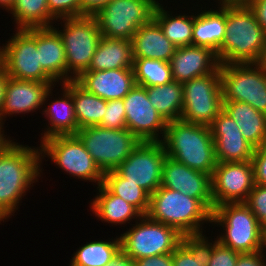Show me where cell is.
<instances>
[{
    "mask_svg": "<svg viewBox=\"0 0 266 266\" xmlns=\"http://www.w3.org/2000/svg\"><path fill=\"white\" fill-rule=\"evenodd\" d=\"M61 20L64 23L63 30L53 28L63 41L67 62V82H69L88 69L101 33L94 16L64 18L59 19L58 22Z\"/></svg>",
    "mask_w": 266,
    "mask_h": 266,
    "instance_id": "cell-7",
    "label": "cell"
},
{
    "mask_svg": "<svg viewBox=\"0 0 266 266\" xmlns=\"http://www.w3.org/2000/svg\"><path fill=\"white\" fill-rule=\"evenodd\" d=\"M168 157L193 170L211 175L217 161L209 126L189 123L181 119L167 122L160 141Z\"/></svg>",
    "mask_w": 266,
    "mask_h": 266,
    "instance_id": "cell-3",
    "label": "cell"
},
{
    "mask_svg": "<svg viewBox=\"0 0 266 266\" xmlns=\"http://www.w3.org/2000/svg\"><path fill=\"white\" fill-rule=\"evenodd\" d=\"M220 74L223 101L244 102L266 114L265 63L220 64Z\"/></svg>",
    "mask_w": 266,
    "mask_h": 266,
    "instance_id": "cell-6",
    "label": "cell"
},
{
    "mask_svg": "<svg viewBox=\"0 0 266 266\" xmlns=\"http://www.w3.org/2000/svg\"><path fill=\"white\" fill-rule=\"evenodd\" d=\"M76 135L103 173L115 170L141 142L127 128L88 126L79 129Z\"/></svg>",
    "mask_w": 266,
    "mask_h": 266,
    "instance_id": "cell-10",
    "label": "cell"
},
{
    "mask_svg": "<svg viewBox=\"0 0 266 266\" xmlns=\"http://www.w3.org/2000/svg\"><path fill=\"white\" fill-rule=\"evenodd\" d=\"M240 253L223 246L217 239L213 241V252L207 266H236Z\"/></svg>",
    "mask_w": 266,
    "mask_h": 266,
    "instance_id": "cell-40",
    "label": "cell"
},
{
    "mask_svg": "<svg viewBox=\"0 0 266 266\" xmlns=\"http://www.w3.org/2000/svg\"><path fill=\"white\" fill-rule=\"evenodd\" d=\"M164 8V5L158 2L153 13V19L160 25L164 35L176 47L192 45L194 15L185 13L175 16Z\"/></svg>",
    "mask_w": 266,
    "mask_h": 266,
    "instance_id": "cell-30",
    "label": "cell"
},
{
    "mask_svg": "<svg viewBox=\"0 0 266 266\" xmlns=\"http://www.w3.org/2000/svg\"><path fill=\"white\" fill-rule=\"evenodd\" d=\"M106 129H125L126 114L123 99L108 100L106 112L101 123L98 125Z\"/></svg>",
    "mask_w": 266,
    "mask_h": 266,
    "instance_id": "cell-37",
    "label": "cell"
},
{
    "mask_svg": "<svg viewBox=\"0 0 266 266\" xmlns=\"http://www.w3.org/2000/svg\"><path fill=\"white\" fill-rule=\"evenodd\" d=\"M9 12L17 25L15 29L53 27L57 21L50 14L47 0H16Z\"/></svg>",
    "mask_w": 266,
    "mask_h": 266,
    "instance_id": "cell-33",
    "label": "cell"
},
{
    "mask_svg": "<svg viewBox=\"0 0 266 266\" xmlns=\"http://www.w3.org/2000/svg\"><path fill=\"white\" fill-rule=\"evenodd\" d=\"M36 46L42 69L56 83H66V53L58 32L53 27L36 28Z\"/></svg>",
    "mask_w": 266,
    "mask_h": 266,
    "instance_id": "cell-23",
    "label": "cell"
},
{
    "mask_svg": "<svg viewBox=\"0 0 266 266\" xmlns=\"http://www.w3.org/2000/svg\"><path fill=\"white\" fill-rule=\"evenodd\" d=\"M252 213L256 216L258 222L266 226V186L255 184L244 202Z\"/></svg>",
    "mask_w": 266,
    "mask_h": 266,
    "instance_id": "cell-38",
    "label": "cell"
},
{
    "mask_svg": "<svg viewBox=\"0 0 266 266\" xmlns=\"http://www.w3.org/2000/svg\"><path fill=\"white\" fill-rule=\"evenodd\" d=\"M15 1L16 0H0V8L2 7L3 9L9 12Z\"/></svg>",
    "mask_w": 266,
    "mask_h": 266,
    "instance_id": "cell-50",
    "label": "cell"
},
{
    "mask_svg": "<svg viewBox=\"0 0 266 266\" xmlns=\"http://www.w3.org/2000/svg\"><path fill=\"white\" fill-rule=\"evenodd\" d=\"M0 47V64L8 77L20 80L55 82L41 67L36 46V28L17 29Z\"/></svg>",
    "mask_w": 266,
    "mask_h": 266,
    "instance_id": "cell-13",
    "label": "cell"
},
{
    "mask_svg": "<svg viewBox=\"0 0 266 266\" xmlns=\"http://www.w3.org/2000/svg\"><path fill=\"white\" fill-rule=\"evenodd\" d=\"M262 62L266 64V50H265V53H264V57H263V61Z\"/></svg>",
    "mask_w": 266,
    "mask_h": 266,
    "instance_id": "cell-52",
    "label": "cell"
},
{
    "mask_svg": "<svg viewBox=\"0 0 266 266\" xmlns=\"http://www.w3.org/2000/svg\"><path fill=\"white\" fill-rule=\"evenodd\" d=\"M97 195L91 202L95 217L101 219L102 222L112 223L113 225L126 224L132 219L138 220L142 214L123 198L112 194L103 184L97 186ZM130 221V222H129Z\"/></svg>",
    "mask_w": 266,
    "mask_h": 266,
    "instance_id": "cell-28",
    "label": "cell"
},
{
    "mask_svg": "<svg viewBox=\"0 0 266 266\" xmlns=\"http://www.w3.org/2000/svg\"><path fill=\"white\" fill-rule=\"evenodd\" d=\"M109 241H91L73 254L70 266H105L121 249L120 236Z\"/></svg>",
    "mask_w": 266,
    "mask_h": 266,
    "instance_id": "cell-34",
    "label": "cell"
},
{
    "mask_svg": "<svg viewBox=\"0 0 266 266\" xmlns=\"http://www.w3.org/2000/svg\"><path fill=\"white\" fill-rule=\"evenodd\" d=\"M7 79L8 75L3 66L0 64V121H1L2 106L5 100V84Z\"/></svg>",
    "mask_w": 266,
    "mask_h": 266,
    "instance_id": "cell-47",
    "label": "cell"
},
{
    "mask_svg": "<svg viewBox=\"0 0 266 266\" xmlns=\"http://www.w3.org/2000/svg\"><path fill=\"white\" fill-rule=\"evenodd\" d=\"M123 102L127 129L141 142H160L167 122L150 103L146 87L135 85Z\"/></svg>",
    "mask_w": 266,
    "mask_h": 266,
    "instance_id": "cell-15",
    "label": "cell"
},
{
    "mask_svg": "<svg viewBox=\"0 0 266 266\" xmlns=\"http://www.w3.org/2000/svg\"><path fill=\"white\" fill-rule=\"evenodd\" d=\"M211 223L224 228V233L217 236L223 246L240 254L262 251L264 227L244 202L215 206Z\"/></svg>",
    "mask_w": 266,
    "mask_h": 266,
    "instance_id": "cell-5",
    "label": "cell"
},
{
    "mask_svg": "<svg viewBox=\"0 0 266 266\" xmlns=\"http://www.w3.org/2000/svg\"><path fill=\"white\" fill-rule=\"evenodd\" d=\"M266 249V233H263L262 250Z\"/></svg>",
    "mask_w": 266,
    "mask_h": 266,
    "instance_id": "cell-51",
    "label": "cell"
},
{
    "mask_svg": "<svg viewBox=\"0 0 266 266\" xmlns=\"http://www.w3.org/2000/svg\"><path fill=\"white\" fill-rule=\"evenodd\" d=\"M38 148L13 139L0 151V222L16 212L26 191L39 182L42 168Z\"/></svg>",
    "mask_w": 266,
    "mask_h": 266,
    "instance_id": "cell-1",
    "label": "cell"
},
{
    "mask_svg": "<svg viewBox=\"0 0 266 266\" xmlns=\"http://www.w3.org/2000/svg\"><path fill=\"white\" fill-rule=\"evenodd\" d=\"M181 120L210 126L223 110L220 68L216 72L182 83Z\"/></svg>",
    "mask_w": 266,
    "mask_h": 266,
    "instance_id": "cell-11",
    "label": "cell"
},
{
    "mask_svg": "<svg viewBox=\"0 0 266 266\" xmlns=\"http://www.w3.org/2000/svg\"><path fill=\"white\" fill-rule=\"evenodd\" d=\"M225 38L217 57L220 64L259 63L266 50V31L249 6H227Z\"/></svg>",
    "mask_w": 266,
    "mask_h": 266,
    "instance_id": "cell-2",
    "label": "cell"
},
{
    "mask_svg": "<svg viewBox=\"0 0 266 266\" xmlns=\"http://www.w3.org/2000/svg\"><path fill=\"white\" fill-rule=\"evenodd\" d=\"M105 266H136L135 261L122 249Z\"/></svg>",
    "mask_w": 266,
    "mask_h": 266,
    "instance_id": "cell-46",
    "label": "cell"
},
{
    "mask_svg": "<svg viewBox=\"0 0 266 266\" xmlns=\"http://www.w3.org/2000/svg\"><path fill=\"white\" fill-rule=\"evenodd\" d=\"M71 94L79 129L98 126L106 112L107 101L86 91L75 80H71Z\"/></svg>",
    "mask_w": 266,
    "mask_h": 266,
    "instance_id": "cell-31",
    "label": "cell"
},
{
    "mask_svg": "<svg viewBox=\"0 0 266 266\" xmlns=\"http://www.w3.org/2000/svg\"><path fill=\"white\" fill-rule=\"evenodd\" d=\"M150 103L166 122L181 119L183 109L182 83L171 81L165 85L146 87Z\"/></svg>",
    "mask_w": 266,
    "mask_h": 266,
    "instance_id": "cell-29",
    "label": "cell"
},
{
    "mask_svg": "<svg viewBox=\"0 0 266 266\" xmlns=\"http://www.w3.org/2000/svg\"><path fill=\"white\" fill-rule=\"evenodd\" d=\"M132 42L101 36L86 71L133 68Z\"/></svg>",
    "mask_w": 266,
    "mask_h": 266,
    "instance_id": "cell-26",
    "label": "cell"
},
{
    "mask_svg": "<svg viewBox=\"0 0 266 266\" xmlns=\"http://www.w3.org/2000/svg\"><path fill=\"white\" fill-rule=\"evenodd\" d=\"M4 126V122L0 121V151L11 141L9 136L6 138L5 134L3 133V127ZM3 130V131H2Z\"/></svg>",
    "mask_w": 266,
    "mask_h": 266,
    "instance_id": "cell-49",
    "label": "cell"
},
{
    "mask_svg": "<svg viewBox=\"0 0 266 266\" xmlns=\"http://www.w3.org/2000/svg\"><path fill=\"white\" fill-rule=\"evenodd\" d=\"M75 81L106 101L123 99L136 85L133 68L84 71Z\"/></svg>",
    "mask_w": 266,
    "mask_h": 266,
    "instance_id": "cell-20",
    "label": "cell"
},
{
    "mask_svg": "<svg viewBox=\"0 0 266 266\" xmlns=\"http://www.w3.org/2000/svg\"><path fill=\"white\" fill-rule=\"evenodd\" d=\"M161 186L198 199L210 212L214 210L211 175L193 170L168 156L162 168Z\"/></svg>",
    "mask_w": 266,
    "mask_h": 266,
    "instance_id": "cell-17",
    "label": "cell"
},
{
    "mask_svg": "<svg viewBox=\"0 0 266 266\" xmlns=\"http://www.w3.org/2000/svg\"><path fill=\"white\" fill-rule=\"evenodd\" d=\"M266 252L264 250L254 253H242L238 255L236 266H266Z\"/></svg>",
    "mask_w": 266,
    "mask_h": 266,
    "instance_id": "cell-42",
    "label": "cell"
},
{
    "mask_svg": "<svg viewBox=\"0 0 266 266\" xmlns=\"http://www.w3.org/2000/svg\"><path fill=\"white\" fill-rule=\"evenodd\" d=\"M219 1V2H218ZM253 0H217L218 7L249 6Z\"/></svg>",
    "mask_w": 266,
    "mask_h": 266,
    "instance_id": "cell-48",
    "label": "cell"
},
{
    "mask_svg": "<svg viewBox=\"0 0 266 266\" xmlns=\"http://www.w3.org/2000/svg\"><path fill=\"white\" fill-rule=\"evenodd\" d=\"M146 216L182 235L202 234V224L211 223V212L198 199L162 186L150 195Z\"/></svg>",
    "mask_w": 266,
    "mask_h": 266,
    "instance_id": "cell-4",
    "label": "cell"
},
{
    "mask_svg": "<svg viewBox=\"0 0 266 266\" xmlns=\"http://www.w3.org/2000/svg\"><path fill=\"white\" fill-rule=\"evenodd\" d=\"M166 157L161 142H140L115 171L151 195L161 186Z\"/></svg>",
    "mask_w": 266,
    "mask_h": 266,
    "instance_id": "cell-14",
    "label": "cell"
},
{
    "mask_svg": "<svg viewBox=\"0 0 266 266\" xmlns=\"http://www.w3.org/2000/svg\"><path fill=\"white\" fill-rule=\"evenodd\" d=\"M133 59V72L136 85L153 87L165 85L173 81L170 62L149 58Z\"/></svg>",
    "mask_w": 266,
    "mask_h": 266,
    "instance_id": "cell-36",
    "label": "cell"
},
{
    "mask_svg": "<svg viewBox=\"0 0 266 266\" xmlns=\"http://www.w3.org/2000/svg\"><path fill=\"white\" fill-rule=\"evenodd\" d=\"M217 10H202L194 15V27L192 32V45L207 47L217 51L225 38L226 7H217Z\"/></svg>",
    "mask_w": 266,
    "mask_h": 266,
    "instance_id": "cell-27",
    "label": "cell"
},
{
    "mask_svg": "<svg viewBox=\"0 0 266 266\" xmlns=\"http://www.w3.org/2000/svg\"><path fill=\"white\" fill-rule=\"evenodd\" d=\"M56 82H39L8 77L5 84V100L1 111V122L13 114L34 112L44 105V97Z\"/></svg>",
    "mask_w": 266,
    "mask_h": 266,
    "instance_id": "cell-19",
    "label": "cell"
},
{
    "mask_svg": "<svg viewBox=\"0 0 266 266\" xmlns=\"http://www.w3.org/2000/svg\"><path fill=\"white\" fill-rule=\"evenodd\" d=\"M103 185L114 195H117L134 206L142 215L149 209L150 195L140 186L129 182L115 170L104 173Z\"/></svg>",
    "mask_w": 266,
    "mask_h": 266,
    "instance_id": "cell-35",
    "label": "cell"
},
{
    "mask_svg": "<svg viewBox=\"0 0 266 266\" xmlns=\"http://www.w3.org/2000/svg\"><path fill=\"white\" fill-rule=\"evenodd\" d=\"M159 0H110L94 17L101 36L132 40L138 28L153 18Z\"/></svg>",
    "mask_w": 266,
    "mask_h": 266,
    "instance_id": "cell-12",
    "label": "cell"
},
{
    "mask_svg": "<svg viewBox=\"0 0 266 266\" xmlns=\"http://www.w3.org/2000/svg\"><path fill=\"white\" fill-rule=\"evenodd\" d=\"M110 0H81V17L95 16Z\"/></svg>",
    "mask_w": 266,
    "mask_h": 266,
    "instance_id": "cell-44",
    "label": "cell"
},
{
    "mask_svg": "<svg viewBox=\"0 0 266 266\" xmlns=\"http://www.w3.org/2000/svg\"><path fill=\"white\" fill-rule=\"evenodd\" d=\"M62 96L56 97V101L53 100L47 107L45 103L49 100L53 87L52 86L44 97V106L43 114L48 119V125L46 130L41 137V141L46 140L47 138L59 136V135H76L79 130L75 110H74V101L73 95L71 94V81L62 83ZM48 98V99H47Z\"/></svg>",
    "mask_w": 266,
    "mask_h": 266,
    "instance_id": "cell-22",
    "label": "cell"
},
{
    "mask_svg": "<svg viewBox=\"0 0 266 266\" xmlns=\"http://www.w3.org/2000/svg\"><path fill=\"white\" fill-rule=\"evenodd\" d=\"M211 184L214 207L245 202L255 186L252 162H217Z\"/></svg>",
    "mask_w": 266,
    "mask_h": 266,
    "instance_id": "cell-16",
    "label": "cell"
},
{
    "mask_svg": "<svg viewBox=\"0 0 266 266\" xmlns=\"http://www.w3.org/2000/svg\"><path fill=\"white\" fill-rule=\"evenodd\" d=\"M249 7L254 11L257 21L266 31V0H253Z\"/></svg>",
    "mask_w": 266,
    "mask_h": 266,
    "instance_id": "cell-45",
    "label": "cell"
},
{
    "mask_svg": "<svg viewBox=\"0 0 266 266\" xmlns=\"http://www.w3.org/2000/svg\"><path fill=\"white\" fill-rule=\"evenodd\" d=\"M223 110L237 123L243 137L254 149L266 145V114L236 101H223Z\"/></svg>",
    "mask_w": 266,
    "mask_h": 266,
    "instance_id": "cell-25",
    "label": "cell"
},
{
    "mask_svg": "<svg viewBox=\"0 0 266 266\" xmlns=\"http://www.w3.org/2000/svg\"><path fill=\"white\" fill-rule=\"evenodd\" d=\"M50 14L58 19L81 17V0H47Z\"/></svg>",
    "mask_w": 266,
    "mask_h": 266,
    "instance_id": "cell-39",
    "label": "cell"
},
{
    "mask_svg": "<svg viewBox=\"0 0 266 266\" xmlns=\"http://www.w3.org/2000/svg\"><path fill=\"white\" fill-rule=\"evenodd\" d=\"M40 163L50 158L62 171L74 178L103 184L104 173L94 162L77 135H59L40 141ZM47 155V156H45Z\"/></svg>",
    "mask_w": 266,
    "mask_h": 266,
    "instance_id": "cell-8",
    "label": "cell"
},
{
    "mask_svg": "<svg viewBox=\"0 0 266 266\" xmlns=\"http://www.w3.org/2000/svg\"><path fill=\"white\" fill-rule=\"evenodd\" d=\"M133 58H149L170 62L177 49L152 18L142 25L132 37Z\"/></svg>",
    "mask_w": 266,
    "mask_h": 266,
    "instance_id": "cell-24",
    "label": "cell"
},
{
    "mask_svg": "<svg viewBox=\"0 0 266 266\" xmlns=\"http://www.w3.org/2000/svg\"><path fill=\"white\" fill-rule=\"evenodd\" d=\"M136 266H173L172 253L134 260Z\"/></svg>",
    "mask_w": 266,
    "mask_h": 266,
    "instance_id": "cell-43",
    "label": "cell"
},
{
    "mask_svg": "<svg viewBox=\"0 0 266 266\" xmlns=\"http://www.w3.org/2000/svg\"><path fill=\"white\" fill-rule=\"evenodd\" d=\"M129 230L121 233V249L133 260L172 253L182 241V234L169 225L142 215Z\"/></svg>",
    "mask_w": 266,
    "mask_h": 266,
    "instance_id": "cell-9",
    "label": "cell"
},
{
    "mask_svg": "<svg viewBox=\"0 0 266 266\" xmlns=\"http://www.w3.org/2000/svg\"><path fill=\"white\" fill-rule=\"evenodd\" d=\"M213 252V241L202 234L183 235L172 252L173 266H207Z\"/></svg>",
    "mask_w": 266,
    "mask_h": 266,
    "instance_id": "cell-32",
    "label": "cell"
},
{
    "mask_svg": "<svg viewBox=\"0 0 266 266\" xmlns=\"http://www.w3.org/2000/svg\"><path fill=\"white\" fill-rule=\"evenodd\" d=\"M251 162L255 184L266 186V145L254 149Z\"/></svg>",
    "mask_w": 266,
    "mask_h": 266,
    "instance_id": "cell-41",
    "label": "cell"
},
{
    "mask_svg": "<svg viewBox=\"0 0 266 266\" xmlns=\"http://www.w3.org/2000/svg\"><path fill=\"white\" fill-rule=\"evenodd\" d=\"M217 162L251 161L254 148L243 137L237 123L222 110L209 126Z\"/></svg>",
    "mask_w": 266,
    "mask_h": 266,
    "instance_id": "cell-18",
    "label": "cell"
},
{
    "mask_svg": "<svg viewBox=\"0 0 266 266\" xmlns=\"http://www.w3.org/2000/svg\"><path fill=\"white\" fill-rule=\"evenodd\" d=\"M170 65L172 79L180 83L216 72L220 68L216 53L197 45L177 47Z\"/></svg>",
    "mask_w": 266,
    "mask_h": 266,
    "instance_id": "cell-21",
    "label": "cell"
}]
</instances>
